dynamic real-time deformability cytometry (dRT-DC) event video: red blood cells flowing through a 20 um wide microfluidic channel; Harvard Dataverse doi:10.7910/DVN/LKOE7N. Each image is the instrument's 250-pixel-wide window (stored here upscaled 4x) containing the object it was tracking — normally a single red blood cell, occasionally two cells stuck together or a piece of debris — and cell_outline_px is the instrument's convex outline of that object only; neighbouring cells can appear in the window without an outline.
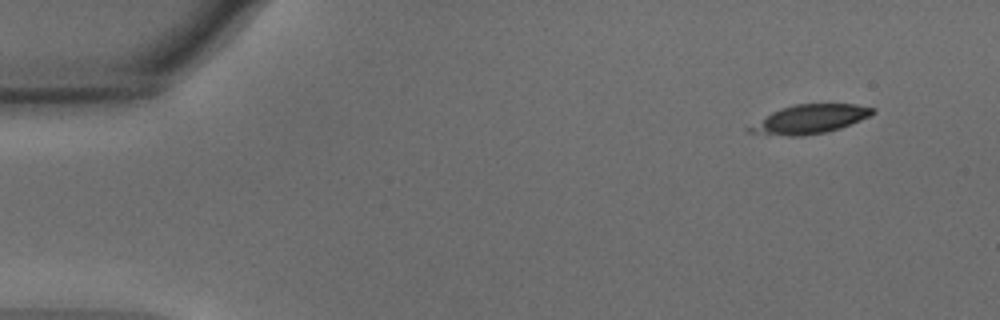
{"species": "common noctule bat (a hibernating species)", "species_latin": "Nyctalus noctula", "temperature_condition": "warm", "stored_images_in_passage": 12, "camera_frame_rate_fps": 3000, "um_per_image_px": 0.085, "animal": {"sex": "male", "body_mass_g": 15.6}, "frame": {"image": 1, "passage_image": 1, "time_ms": 0.0, "image_size_px": [1000, 320], "cell_outline_px": [[876, 112], [860, 120], [840, 128], [824, 132], [800, 136], [788, 136], [748, 132], [744, 128], [772, 112], [796, 104], [856, 104], [876, 108]], "centroid_in_image_um": [68.83, 10.13], "position_along_channel_um": 16.2, "area_um2": 20.46}}
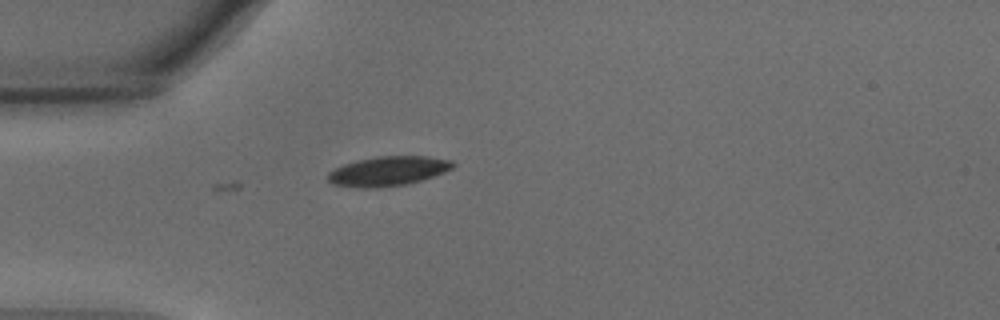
{"frame": {"image": 2, "passage_image": 12, "time_ms": 3.667, "image_size_px": [1000, 320], "cell_outline_px": [[456, 164], [452, 168], [444, 172], [408, 184], [376, 188], [356, 188], [332, 184], [328, 180], [328, 172], [344, 164], [356, 160], [376, 156], [428, 156], [452, 160]], "centroid_in_image_um": [32.97, 14.54], "position_along_channel_um": 52.0, "area_um2": 21.62}}